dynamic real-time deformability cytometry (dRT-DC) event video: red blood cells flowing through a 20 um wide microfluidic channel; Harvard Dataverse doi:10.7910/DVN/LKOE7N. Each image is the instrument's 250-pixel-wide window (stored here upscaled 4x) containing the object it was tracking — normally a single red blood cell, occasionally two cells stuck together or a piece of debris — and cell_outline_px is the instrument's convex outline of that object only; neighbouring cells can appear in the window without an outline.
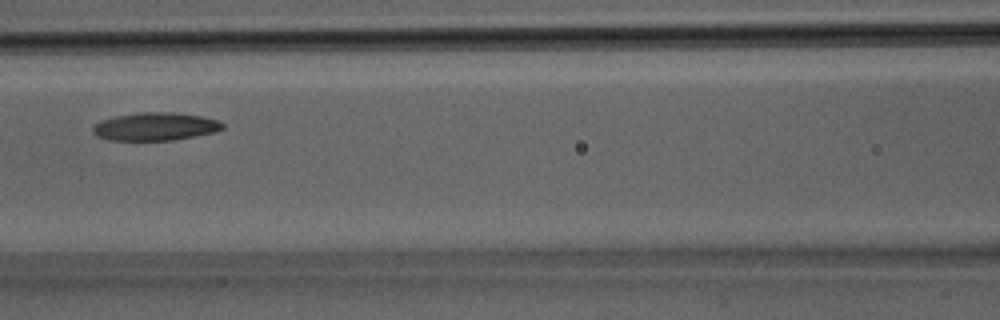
{"species": "Egyptian fruit bat (a non-hibernating species)", "species_latin": "Rousettus aegyptiacus", "temperature_condition": "room temperature", "stored_images_in_passage": 21, "camera_frame_rate_fps": 3000, "um_per_image_px": 0.085, "animal": {"sex": "male"}, "frame": {"image": 1, "passage_image": 6, "time_ms": 1.667, "image_size_px": [1000, 320], "cell_outline_px": [[224, 128], [216, 132], [196, 136], [172, 140], [108, 140], [96, 136], [92, 132], [92, 124], [116, 116], [140, 112], [172, 112], [200, 116], [220, 120], [224, 124]], "centroid_in_image_um": [13.21, 10.76], "position_along_channel_um": 153.4, "area_um2": 21.27}}
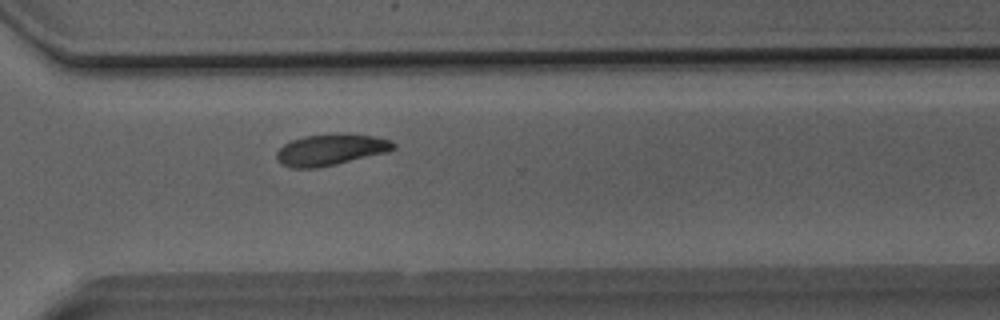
{"frame": {"image": 2, "passage_image": 15, "time_ms": 4.667, "image_size_px": [1000, 320], "cell_outline_px": [[396, 148], [388, 152], [336, 164], [316, 168], [292, 168], [280, 164], [276, 160], [276, 152], [284, 144], [292, 140], [304, 136], [372, 136], [392, 140], [396, 144]], "centroid_in_image_um": [28.08, 12.78], "position_along_channel_um": 342.5, "area_um2": 20.63}}
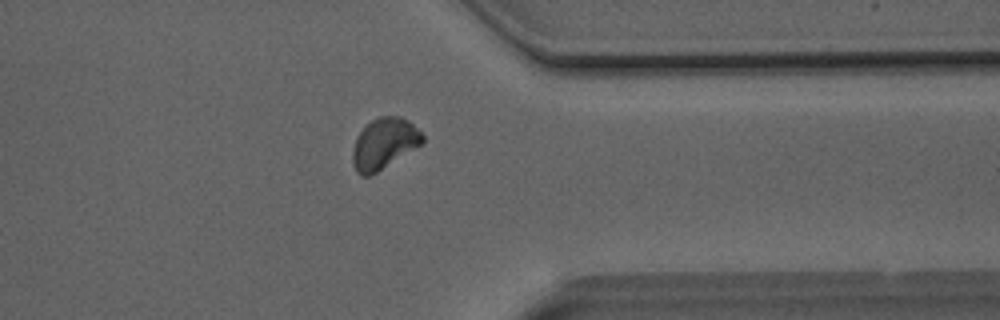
{"frame": {"image": 3, "passage_image": 17, "time_ms": 5.333, "image_size_px": [1000, 320], "cell_outline_px": [[424, 140], [420, 144], [376, 172], [368, 176], [360, 176], [356, 172], [352, 160], [352, 152], [356, 136], [372, 120], [380, 116], [400, 116], [408, 120], [424, 136]], "centroid_in_image_um": [32.61, 12.19], "position_along_channel_um": 378.8, "area_um2": 20.23}}